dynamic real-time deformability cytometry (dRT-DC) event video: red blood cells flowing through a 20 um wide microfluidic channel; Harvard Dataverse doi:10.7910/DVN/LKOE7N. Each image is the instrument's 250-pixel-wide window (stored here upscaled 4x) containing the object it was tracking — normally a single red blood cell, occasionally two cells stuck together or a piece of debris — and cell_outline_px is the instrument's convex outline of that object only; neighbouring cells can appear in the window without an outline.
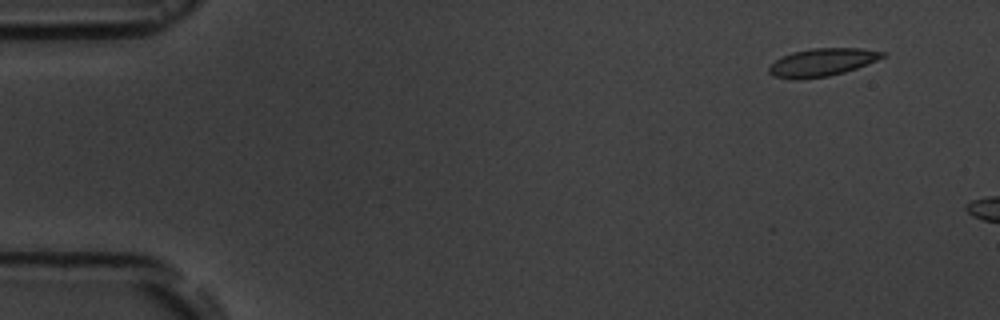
{"species": "common noctule bat (a hibernating species)", "species_latin": "Nyctalus noctula", "temperature_condition": "room temperature", "stored_images_in_passage": 5, "camera_frame_rate_fps": 3000, "um_per_image_px": 0.085, "animal": {"sex": "male", "body_mass_g": 19.5, "forearm_length_mm": 54.6}, "frame": {"image": 1, "passage_image": 2, "time_ms": 1.333, "image_size_px": [1000, 320], "cell_outline_px": [[888, 56], [856, 68], [844, 72], [828, 76], [800, 80], [792, 80], [772, 76], [768, 72], [768, 68], [776, 60], [792, 52], [812, 48], [860, 48], [888, 52]], "centroid_in_image_um": [69.9, 5.3], "position_along_channel_um": 15.1, "area_um2": 18.61}}